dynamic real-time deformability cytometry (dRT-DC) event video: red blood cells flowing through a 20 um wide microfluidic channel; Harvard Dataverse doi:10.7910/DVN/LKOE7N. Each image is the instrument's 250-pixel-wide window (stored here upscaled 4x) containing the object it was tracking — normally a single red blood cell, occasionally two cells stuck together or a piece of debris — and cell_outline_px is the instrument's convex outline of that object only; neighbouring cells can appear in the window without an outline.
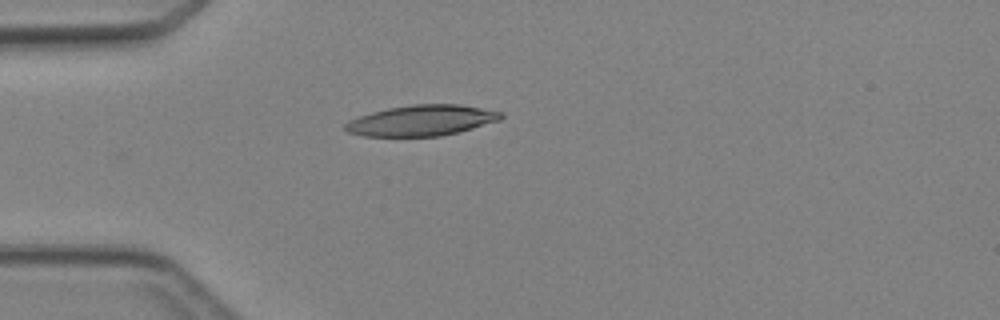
{"species": "Egyptian fruit bat (a non-hibernating species)", "species_latin": "Rousettus aegyptiacus", "temperature_condition": "cold", "stored_images_in_passage": 3, "camera_frame_rate_fps": 3000, "um_per_image_px": 0.085, "animal": {"sex": "female"}, "frame": {"image": 1, "passage_image": 3, "time_ms": 3.0, "image_size_px": [1000, 320], "cell_outline_px": [[504, 116], [500, 120], [472, 128], [440, 136], [364, 136], [348, 132], [344, 128], [344, 124], [348, 120], [372, 112], [388, 108], [412, 104], [460, 104], [504, 112]], "centroid_in_image_um": [35.84, 10.23], "position_along_channel_um": 49.2, "area_um2": 27.8}}